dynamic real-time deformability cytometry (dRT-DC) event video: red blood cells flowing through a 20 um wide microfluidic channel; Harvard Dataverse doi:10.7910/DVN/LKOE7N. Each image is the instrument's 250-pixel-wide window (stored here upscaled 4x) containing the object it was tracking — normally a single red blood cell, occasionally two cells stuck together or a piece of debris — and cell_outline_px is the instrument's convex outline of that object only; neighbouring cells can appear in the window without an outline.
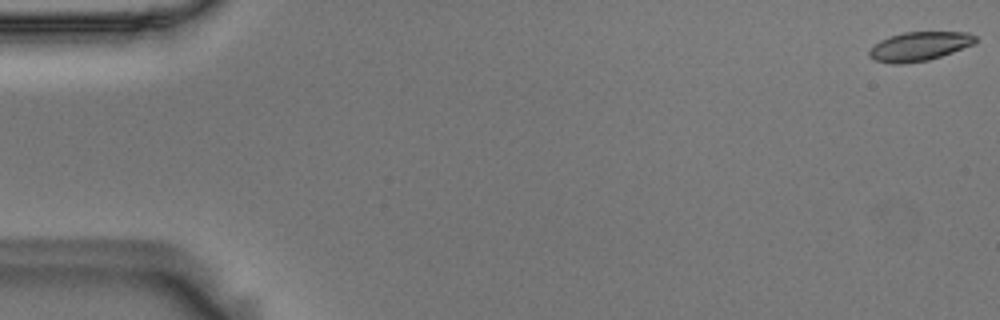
{"species": "Egyptian fruit bat (a non-hibernating species)", "species_latin": "Rousettus aegyptiacus", "temperature_condition": "room temperature", "stored_images_in_passage": 56, "camera_frame_rate_fps": 3000, "um_per_image_px": 0.085, "animal": {"sex": "male"}, "frame": {"image": 1, "passage_image": 1, "time_ms": 0.0, "image_size_px": [1000, 320], "cell_outline_px": [[976, 40], [972, 44], [952, 52], [928, 60], [900, 64], [892, 64], [876, 60], [868, 56], [868, 52], [880, 40], [904, 32], [968, 32], [976, 36]], "centroid_in_image_um": [78.13, 3.94], "position_along_channel_um": 6.9, "area_um2": 17.63}}
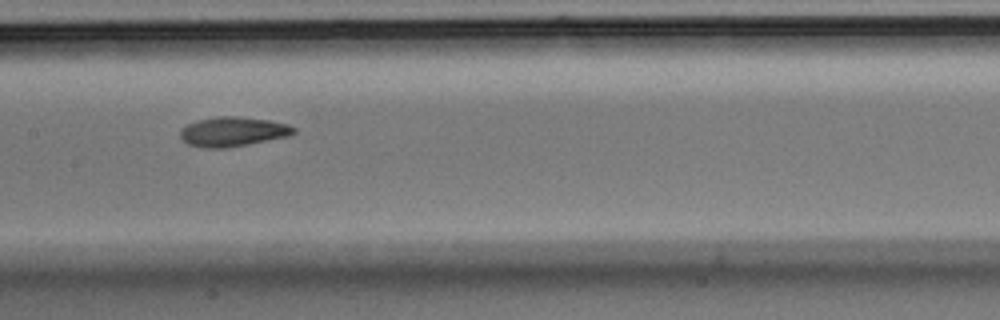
{"frame": {"image": 2, "passage_image": 28, "time_ms": 9.0, "image_size_px": [1000, 320], "cell_outline_px": [[296, 132], [288, 136], [228, 148], [204, 148], [188, 144], [180, 136], [180, 132], [188, 124], [196, 120], [216, 116], [236, 116], [268, 120], [288, 124], [296, 128]], "centroid_in_image_um": [19.8, 11.19], "position_along_channel_um": 187.6, "area_um2": 19.48}}
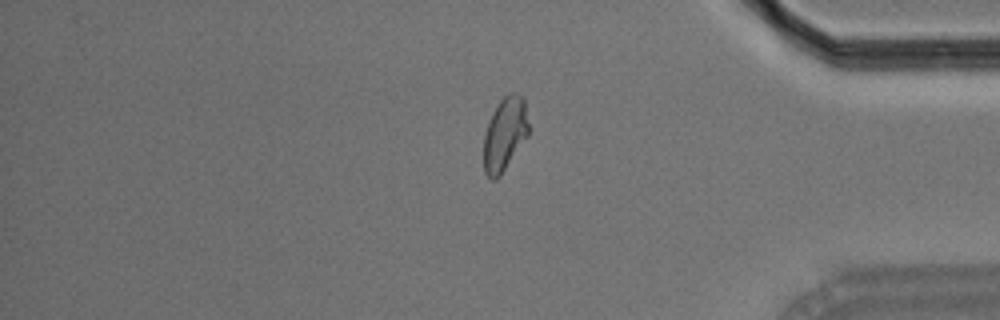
{"frame": {"image": 3, "passage_image": 47, "time_ms": 15.333, "image_size_px": [1000, 320], "cell_outline_px": [[528, 136], [500, 176], [496, 180], [492, 180], [484, 172], [484, 132], [492, 112], [500, 100], [508, 92], [516, 92], [524, 96], [528, 124]], "centroid_in_image_um": [42.91, 11.37], "position_along_channel_um": 392.3, "area_um2": 19.42}, "authors_computed_cell_mechanics": {"area_um2": 19.074, "velocity_mm_per_s": 3.6098, "shape_relaxation_time_tau1_ms": 6.3415, "shape_relaxation_time_tau2_ms": 2.3986, "deformation_change_tau1": 0.1765, "deformation_change_tau2": 0.0813}}